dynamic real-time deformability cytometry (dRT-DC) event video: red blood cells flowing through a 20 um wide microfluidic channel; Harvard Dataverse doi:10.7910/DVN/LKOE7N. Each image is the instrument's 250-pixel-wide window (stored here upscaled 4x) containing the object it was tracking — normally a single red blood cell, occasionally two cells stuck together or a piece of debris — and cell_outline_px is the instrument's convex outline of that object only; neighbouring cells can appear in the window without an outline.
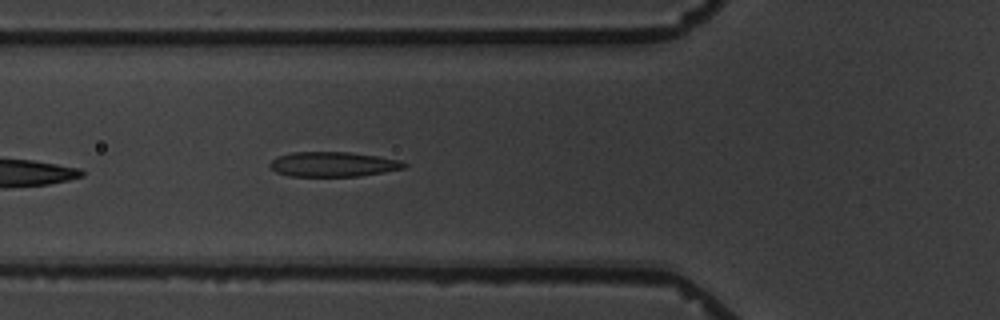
{"species": "common noctule bat (a hibernating species)", "species_latin": "Nyctalus noctula", "temperature_condition": "warm", "stored_images_in_passage": 7, "camera_frame_rate_fps": 3000, "um_per_image_px": 0.085, "animal": {"sex": "male", "body_mass_g": 19.5, "forearm_length_mm": 54.6}, "frame": {"image": 1, "passage_image": 7, "time_ms": 7.0, "image_size_px": [1000, 320], "cell_outline_px": [[408, 164], [404, 168], [360, 176], [288, 176], [276, 172], [268, 164], [276, 156], [292, 152], [348, 152], [376, 156], [400, 160]], "centroid_in_image_um": [28.28, 13.96], "position_along_channel_um": 97.5, "area_um2": 19.36}}